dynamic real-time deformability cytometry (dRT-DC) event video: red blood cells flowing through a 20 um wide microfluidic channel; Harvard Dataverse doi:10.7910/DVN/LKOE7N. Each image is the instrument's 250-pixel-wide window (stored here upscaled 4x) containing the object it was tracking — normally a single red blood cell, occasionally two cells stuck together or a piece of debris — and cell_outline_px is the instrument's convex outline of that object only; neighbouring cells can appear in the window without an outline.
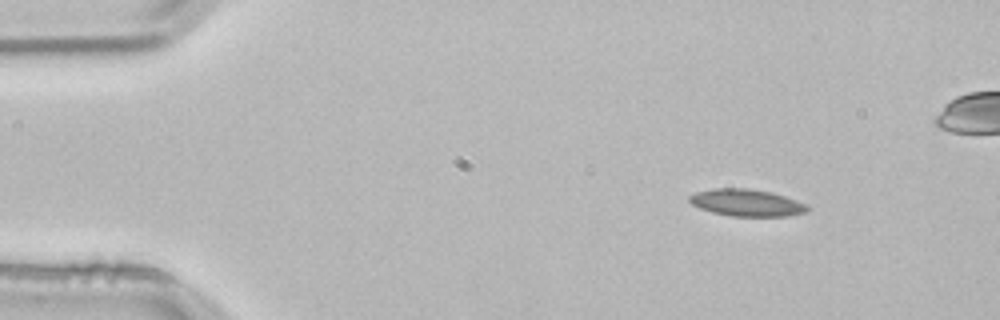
{"species": "common noctule bat (a hibernating species)", "species_latin": "Nyctalus noctula", "temperature_condition": "room temperature", "stored_images_in_passage": 4, "camera_frame_rate_fps": 3000, "um_per_image_px": 0.085, "animal": {"sex": "male", "body_mass_g": 21.5, "forearm_length_mm": 52.0}, "frame": {"image": 1, "passage_image": 1, "time_ms": 0.0, "image_size_px": [1000, 320], "cell_outline_px": [[808, 212], [784, 216], [728, 216], [712, 212], [700, 208], [692, 204], [688, 200], [688, 196], [696, 192], [712, 188], [748, 188], [768, 192], [784, 196], [796, 200], [804, 204], [808, 208]], "centroid_in_image_um": [63.41, 17.23], "position_along_channel_um": 21.6, "area_um2": 18.44}}